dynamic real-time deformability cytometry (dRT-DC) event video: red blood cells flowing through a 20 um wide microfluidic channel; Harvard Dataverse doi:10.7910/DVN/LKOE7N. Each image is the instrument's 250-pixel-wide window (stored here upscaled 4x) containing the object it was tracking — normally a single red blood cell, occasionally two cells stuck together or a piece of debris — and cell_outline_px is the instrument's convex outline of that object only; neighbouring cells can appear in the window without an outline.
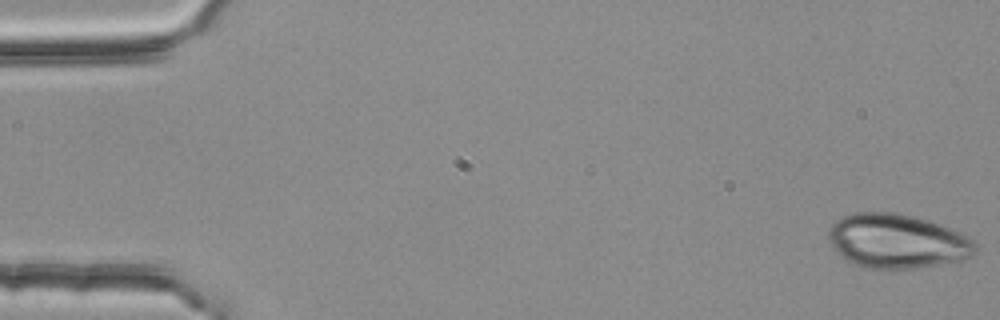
{"species": "common noctule bat (a hibernating species)", "species_latin": "Nyctalus noctula", "temperature_condition": "room temperature", "stored_images_in_passage": 4, "segment_of_instrument_passage": [2, 2], "camera_frame_rate_fps": 3000, "um_per_image_px": 0.085, "animal": {"sex": "female", "body_mass_g": 25.1}, "frame": {"image": 1, "passage_image": 4, "time_ms": 1.0, "image_size_px": [1000, 320], "cell_outline_px": [[976, 252], [972, 256], [964, 260], [912, 268], [868, 268], [856, 264], [840, 256], [836, 252], [828, 236], [828, 228], [836, 220], [852, 212], [900, 212], [916, 216], [952, 228], [972, 240], [976, 244]], "centroid_in_image_um": [76.26, 20.47], "position_along_channel_um": 8.7, "area_um2": 46.47}}